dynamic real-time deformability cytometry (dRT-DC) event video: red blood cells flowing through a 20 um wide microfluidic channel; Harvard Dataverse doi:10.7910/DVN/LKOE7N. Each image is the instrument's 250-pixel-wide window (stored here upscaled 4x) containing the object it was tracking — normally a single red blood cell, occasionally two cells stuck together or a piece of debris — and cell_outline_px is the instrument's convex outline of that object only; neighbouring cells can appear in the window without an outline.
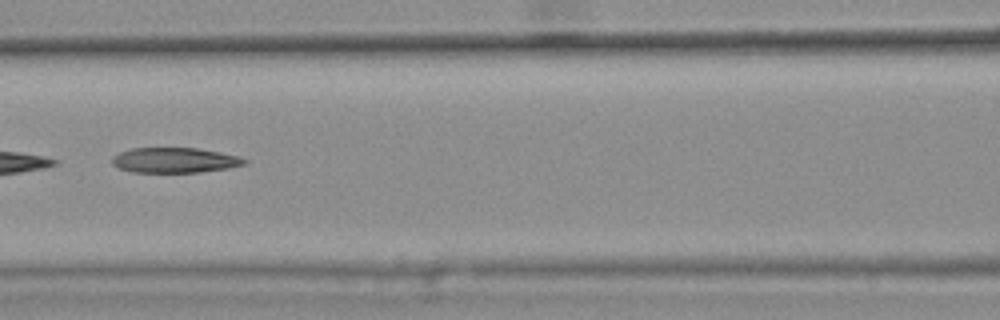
{"species": "common noctule bat (a hibernating species)", "species_latin": "Nyctalus noctula", "temperature_condition": "warm", "stored_images_in_passage": 9, "camera_frame_rate_fps": 3000, "um_per_image_px": 0.085, "animal": {"sex": "female", "body_mass_g": 25.1}, "frame": {"image": 1, "passage_image": 7, "time_ms": 2.0, "image_size_px": [1000, 320], "cell_outline_px": [[248, 164], [228, 168], [200, 172], [132, 172], [120, 168], [112, 164], [112, 156], [120, 152], [132, 148], [196, 148], [220, 152], [236, 156], [248, 160]], "centroid_in_image_um": [14.85, 13.62], "position_along_channel_um": 151.7, "area_um2": 19.36}}